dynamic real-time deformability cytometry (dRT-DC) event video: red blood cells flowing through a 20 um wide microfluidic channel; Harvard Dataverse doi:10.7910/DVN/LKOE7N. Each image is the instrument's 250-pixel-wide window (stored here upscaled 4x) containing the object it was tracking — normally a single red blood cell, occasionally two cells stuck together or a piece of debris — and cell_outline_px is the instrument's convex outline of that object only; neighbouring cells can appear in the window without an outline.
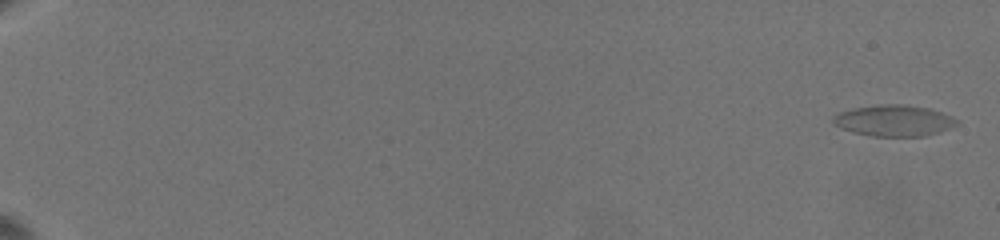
{"species": "common noctule bat (a hibernating species)", "species_latin": "Nyctalus noctula", "temperature_condition": "warm", "stored_images_in_passage": 47, "camera_frame_rate_fps": 3000, "um_per_image_px": 0.085, "animal": {"sex": "female", "body_mass_g": 19.5, "forearm_length_mm": 54.1}, "frame": {"image": 1, "passage_image": 1, "time_ms": 0.0, "image_size_px": [1000, 240], "cell_outline_px": [[956, 124], [948, 128], [924, 136], [876, 136], [856, 132], [844, 128], [836, 124], [832, 120], [832, 116], [840, 112], [856, 108], [880, 104], [900, 104], [928, 108], [952, 116], [956, 120]], "centroid_in_image_um": [75.98, 10.24], "position_along_channel_um": 9.0, "area_um2": 21.79}}
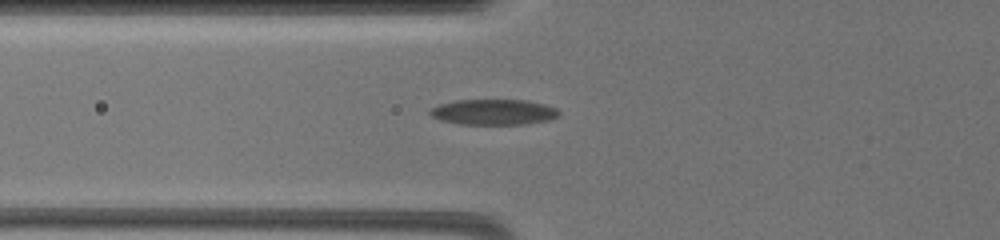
{"frame": {"image": 2, "passage_image": 32, "time_ms": 9.333, "image_size_px": [1000, 240], "cell_outline_px": [[560, 112], [556, 116], [548, 120], [524, 124], [460, 124], [440, 120], [432, 116], [428, 112], [432, 108], [440, 104], [456, 100], [524, 100], [544, 104], [556, 108]], "centroid_in_image_um": [41.93, 9.52], "position_along_channel_um": 83.9, "area_um2": 19.02}}
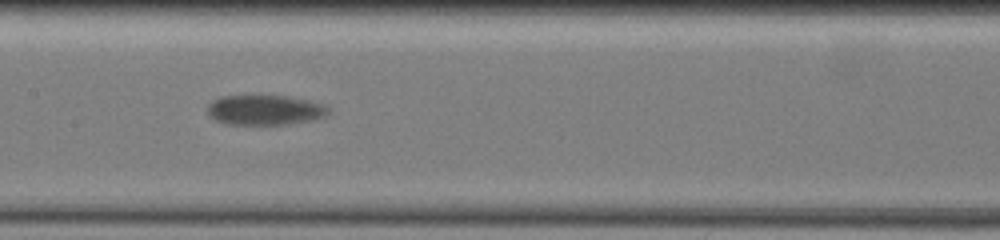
{"frame": {"image": 3, "passage_image": 46, "time_ms": 12.333, "image_size_px": [1000, 240], "cell_outline_px": [[328, 112], [324, 116], [308, 120], [288, 124], [228, 124], [216, 120], [208, 112], [208, 104], [212, 100], [220, 96], [288, 96], [308, 100], [324, 104], [328, 108]], "centroid_in_image_um": [22.49, 9.34], "position_along_channel_um": 184.9, "area_um2": 20.81}}